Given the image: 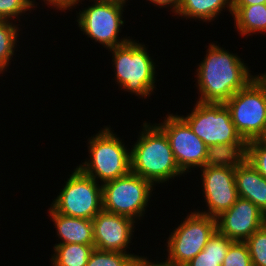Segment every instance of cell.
Returning a JSON list of instances; mask_svg holds the SVG:
<instances>
[{"label": "cell", "instance_id": "6da1fadb", "mask_svg": "<svg viewBox=\"0 0 266 266\" xmlns=\"http://www.w3.org/2000/svg\"><path fill=\"white\" fill-rule=\"evenodd\" d=\"M205 57L196 69L198 102L225 103L237 91L246 87L255 77L237 53L211 42Z\"/></svg>", "mask_w": 266, "mask_h": 266}, {"label": "cell", "instance_id": "7a4b0ae2", "mask_svg": "<svg viewBox=\"0 0 266 266\" xmlns=\"http://www.w3.org/2000/svg\"><path fill=\"white\" fill-rule=\"evenodd\" d=\"M179 116L217 157L245 156L247 142L236 130L224 103L196 101L191 113Z\"/></svg>", "mask_w": 266, "mask_h": 266}, {"label": "cell", "instance_id": "3957f363", "mask_svg": "<svg viewBox=\"0 0 266 266\" xmlns=\"http://www.w3.org/2000/svg\"><path fill=\"white\" fill-rule=\"evenodd\" d=\"M143 122L138 140L130 149L131 172L149 180L154 186L184 176L166 134L155 123Z\"/></svg>", "mask_w": 266, "mask_h": 266}, {"label": "cell", "instance_id": "277c9868", "mask_svg": "<svg viewBox=\"0 0 266 266\" xmlns=\"http://www.w3.org/2000/svg\"><path fill=\"white\" fill-rule=\"evenodd\" d=\"M112 54L114 82L118 89L130 92L138 98L147 99L156 90L157 71L148 47L132 38L123 45L108 49ZM120 87V88H119Z\"/></svg>", "mask_w": 266, "mask_h": 266}, {"label": "cell", "instance_id": "5b68a950", "mask_svg": "<svg viewBox=\"0 0 266 266\" xmlns=\"http://www.w3.org/2000/svg\"><path fill=\"white\" fill-rule=\"evenodd\" d=\"M87 142L89 158L77 166L83 173L103 185L131 172L130 147L110 125L101 128Z\"/></svg>", "mask_w": 266, "mask_h": 266}, {"label": "cell", "instance_id": "8992f818", "mask_svg": "<svg viewBox=\"0 0 266 266\" xmlns=\"http://www.w3.org/2000/svg\"><path fill=\"white\" fill-rule=\"evenodd\" d=\"M224 104L242 138L246 142L259 139L266 127V72L259 73Z\"/></svg>", "mask_w": 266, "mask_h": 266}, {"label": "cell", "instance_id": "52a82bcc", "mask_svg": "<svg viewBox=\"0 0 266 266\" xmlns=\"http://www.w3.org/2000/svg\"><path fill=\"white\" fill-rule=\"evenodd\" d=\"M155 186L147 179L132 172L102 185V209L143 220Z\"/></svg>", "mask_w": 266, "mask_h": 266}, {"label": "cell", "instance_id": "ba28073f", "mask_svg": "<svg viewBox=\"0 0 266 266\" xmlns=\"http://www.w3.org/2000/svg\"><path fill=\"white\" fill-rule=\"evenodd\" d=\"M200 171L201 191L206 208L194 210L217 218L239 198L235 182V157H217L200 168Z\"/></svg>", "mask_w": 266, "mask_h": 266}, {"label": "cell", "instance_id": "9c48e42d", "mask_svg": "<svg viewBox=\"0 0 266 266\" xmlns=\"http://www.w3.org/2000/svg\"><path fill=\"white\" fill-rule=\"evenodd\" d=\"M88 5L77 12L76 24L80 31L90 40H94L104 48L111 49L130 41L132 37H119L122 26L126 22L123 18L125 6L112 2L89 0Z\"/></svg>", "mask_w": 266, "mask_h": 266}, {"label": "cell", "instance_id": "30bf717a", "mask_svg": "<svg viewBox=\"0 0 266 266\" xmlns=\"http://www.w3.org/2000/svg\"><path fill=\"white\" fill-rule=\"evenodd\" d=\"M50 207L67 216L93 219L102 210V185L77 166Z\"/></svg>", "mask_w": 266, "mask_h": 266}, {"label": "cell", "instance_id": "8fae6325", "mask_svg": "<svg viewBox=\"0 0 266 266\" xmlns=\"http://www.w3.org/2000/svg\"><path fill=\"white\" fill-rule=\"evenodd\" d=\"M185 217L172 230L165 244L167 257L175 266H185L203 250L217 230L216 218L195 210Z\"/></svg>", "mask_w": 266, "mask_h": 266}, {"label": "cell", "instance_id": "7c38bea8", "mask_svg": "<svg viewBox=\"0 0 266 266\" xmlns=\"http://www.w3.org/2000/svg\"><path fill=\"white\" fill-rule=\"evenodd\" d=\"M155 124L166 134L176 163L184 174L197 167L203 168L217 158L177 113L168 112L162 122Z\"/></svg>", "mask_w": 266, "mask_h": 266}, {"label": "cell", "instance_id": "4fadbf2b", "mask_svg": "<svg viewBox=\"0 0 266 266\" xmlns=\"http://www.w3.org/2000/svg\"><path fill=\"white\" fill-rule=\"evenodd\" d=\"M136 223L130 217L102 209L92 219L94 247L101 251L130 253L129 247L133 245L132 239L134 238Z\"/></svg>", "mask_w": 266, "mask_h": 266}, {"label": "cell", "instance_id": "5bb4252c", "mask_svg": "<svg viewBox=\"0 0 266 266\" xmlns=\"http://www.w3.org/2000/svg\"><path fill=\"white\" fill-rule=\"evenodd\" d=\"M266 223V215L251 201L239 197L216 218L217 231L232 241L245 242Z\"/></svg>", "mask_w": 266, "mask_h": 266}, {"label": "cell", "instance_id": "9a60e30c", "mask_svg": "<svg viewBox=\"0 0 266 266\" xmlns=\"http://www.w3.org/2000/svg\"><path fill=\"white\" fill-rule=\"evenodd\" d=\"M238 195L255 204L266 215V178L244 157H235Z\"/></svg>", "mask_w": 266, "mask_h": 266}, {"label": "cell", "instance_id": "2e32d148", "mask_svg": "<svg viewBox=\"0 0 266 266\" xmlns=\"http://www.w3.org/2000/svg\"><path fill=\"white\" fill-rule=\"evenodd\" d=\"M49 209V210H48ZM47 209L48 216L54 222L58 243H78L94 245L93 224L91 219L77 218L55 212L51 207ZM60 240V241H59Z\"/></svg>", "mask_w": 266, "mask_h": 266}, {"label": "cell", "instance_id": "e0dca14e", "mask_svg": "<svg viewBox=\"0 0 266 266\" xmlns=\"http://www.w3.org/2000/svg\"><path fill=\"white\" fill-rule=\"evenodd\" d=\"M232 7V0H181L177 13L172 16L190 19V21L192 18L195 22L199 20L203 23H210L218 19V15L220 16L226 8L232 15Z\"/></svg>", "mask_w": 266, "mask_h": 266}, {"label": "cell", "instance_id": "ac0fdd59", "mask_svg": "<svg viewBox=\"0 0 266 266\" xmlns=\"http://www.w3.org/2000/svg\"><path fill=\"white\" fill-rule=\"evenodd\" d=\"M232 17L234 27L242 37L266 33V4L233 6Z\"/></svg>", "mask_w": 266, "mask_h": 266}, {"label": "cell", "instance_id": "d6986e66", "mask_svg": "<svg viewBox=\"0 0 266 266\" xmlns=\"http://www.w3.org/2000/svg\"><path fill=\"white\" fill-rule=\"evenodd\" d=\"M233 242L216 230L203 250L185 266H221L227 250Z\"/></svg>", "mask_w": 266, "mask_h": 266}, {"label": "cell", "instance_id": "ffe728a7", "mask_svg": "<svg viewBox=\"0 0 266 266\" xmlns=\"http://www.w3.org/2000/svg\"><path fill=\"white\" fill-rule=\"evenodd\" d=\"M51 254V266H86L94 245L78 243L55 244Z\"/></svg>", "mask_w": 266, "mask_h": 266}, {"label": "cell", "instance_id": "44dd1931", "mask_svg": "<svg viewBox=\"0 0 266 266\" xmlns=\"http://www.w3.org/2000/svg\"><path fill=\"white\" fill-rule=\"evenodd\" d=\"M21 24L14 23L11 20H0V74H3L4 71L9 69V64L11 61H14L12 58L15 55L17 42H19V31H23ZM17 49V50H15Z\"/></svg>", "mask_w": 266, "mask_h": 266}, {"label": "cell", "instance_id": "7402d4cb", "mask_svg": "<svg viewBox=\"0 0 266 266\" xmlns=\"http://www.w3.org/2000/svg\"><path fill=\"white\" fill-rule=\"evenodd\" d=\"M136 254L94 248L86 266H131Z\"/></svg>", "mask_w": 266, "mask_h": 266}, {"label": "cell", "instance_id": "603a6c76", "mask_svg": "<svg viewBox=\"0 0 266 266\" xmlns=\"http://www.w3.org/2000/svg\"><path fill=\"white\" fill-rule=\"evenodd\" d=\"M253 266H266V223L246 241Z\"/></svg>", "mask_w": 266, "mask_h": 266}, {"label": "cell", "instance_id": "cb8c5ba5", "mask_svg": "<svg viewBox=\"0 0 266 266\" xmlns=\"http://www.w3.org/2000/svg\"><path fill=\"white\" fill-rule=\"evenodd\" d=\"M32 10L35 9L31 0H0V20L21 22L24 14L29 15L27 12L31 13Z\"/></svg>", "mask_w": 266, "mask_h": 266}, {"label": "cell", "instance_id": "d4e9b609", "mask_svg": "<svg viewBox=\"0 0 266 266\" xmlns=\"http://www.w3.org/2000/svg\"><path fill=\"white\" fill-rule=\"evenodd\" d=\"M246 158L253 167L266 178V144L259 139H254L247 142Z\"/></svg>", "mask_w": 266, "mask_h": 266}, {"label": "cell", "instance_id": "484cf974", "mask_svg": "<svg viewBox=\"0 0 266 266\" xmlns=\"http://www.w3.org/2000/svg\"><path fill=\"white\" fill-rule=\"evenodd\" d=\"M221 266H253L247 244L234 241L229 246Z\"/></svg>", "mask_w": 266, "mask_h": 266}, {"label": "cell", "instance_id": "4316f807", "mask_svg": "<svg viewBox=\"0 0 266 266\" xmlns=\"http://www.w3.org/2000/svg\"><path fill=\"white\" fill-rule=\"evenodd\" d=\"M31 1L33 8H38L37 6L39 5V3H37L36 0H31ZM42 1L44 2V5H48L47 7L50 6L52 9L54 8L55 10H57V12L61 11L66 13L67 12L66 10L72 11V9L76 8L77 5L79 6L80 3L82 4L84 0H42Z\"/></svg>", "mask_w": 266, "mask_h": 266}, {"label": "cell", "instance_id": "83f0119b", "mask_svg": "<svg viewBox=\"0 0 266 266\" xmlns=\"http://www.w3.org/2000/svg\"><path fill=\"white\" fill-rule=\"evenodd\" d=\"M165 255V259L166 260H161V262H160V260L159 261H157V259H156V261H154V260H150L149 259V256L147 257H145L144 256V254H143V256L141 255V256H139V255H136L135 256V258H134V260H133V262H132V264H131V266H175L167 257H166V254H164Z\"/></svg>", "mask_w": 266, "mask_h": 266}, {"label": "cell", "instance_id": "f1b7e54d", "mask_svg": "<svg viewBox=\"0 0 266 266\" xmlns=\"http://www.w3.org/2000/svg\"><path fill=\"white\" fill-rule=\"evenodd\" d=\"M146 1H149V3L151 2L152 4H154L153 6H157L160 9L161 7L163 8L170 7V10L174 15L177 13L181 4V0H146Z\"/></svg>", "mask_w": 266, "mask_h": 266}, {"label": "cell", "instance_id": "f546056e", "mask_svg": "<svg viewBox=\"0 0 266 266\" xmlns=\"http://www.w3.org/2000/svg\"><path fill=\"white\" fill-rule=\"evenodd\" d=\"M233 6H251L254 4H266V0H232Z\"/></svg>", "mask_w": 266, "mask_h": 266}, {"label": "cell", "instance_id": "4dcf8cb0", "mask_svg": "<svg viewBox=\"0 0 266 266\" xmlns=\"http://www.w3.org/2000/svg\"><path fill=\"white\" fill-rule=\"evenodd\" d=\"M97 1L112 2V3L121 4V5H123V6H127L126 3L129 2V0H97ZM127 1H128V2H127Z\"/></svg>", "mask_w": 266, "mask_h": 266}, {"label": "cell", "instance_id": "1f68e13d", "mask_svg": "<svg viewBox=\"0 0 266 266\" xmlns=\"http://www.w3.org/2000/svg\"><path fill=\"white\" fill-rule=\"evenodd\" d=\"M259 140L266 144V127L263 134L259 137Z\"/></svg>", "mask_w": 266, "mask_h": 266}]
</instances>
